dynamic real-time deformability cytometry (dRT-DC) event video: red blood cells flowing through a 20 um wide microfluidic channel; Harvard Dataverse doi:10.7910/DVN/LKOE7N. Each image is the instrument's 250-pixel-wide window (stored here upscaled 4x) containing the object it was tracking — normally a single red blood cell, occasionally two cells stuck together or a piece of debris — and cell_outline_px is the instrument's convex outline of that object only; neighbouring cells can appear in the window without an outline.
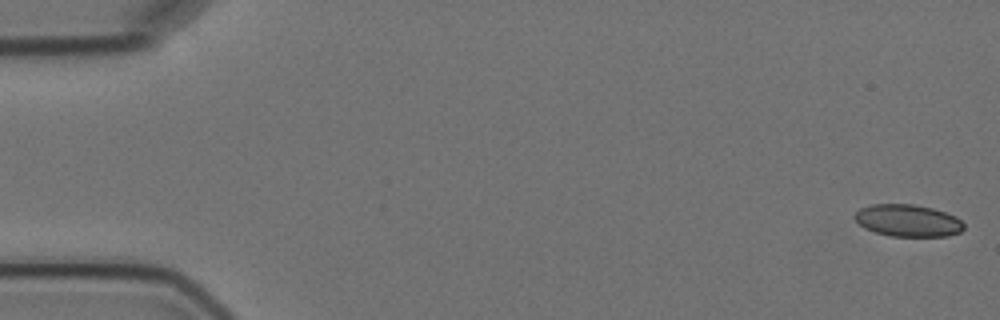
{"species": "Egyptian fruit bat (a non-hibernating species)", "species_latin": "Rousettus aegyptiacus", "temperature_condition": "cold", "stored_images_in_passage": 7, "camera_frame_rate_fps": 3000, "um_per_image_px": 0.085, "animal": {"sex": "female"}, "frame": {"image": 1, "passage_image": 1, "time_ms": 0.0, "image_size_px": [1000, 320], "cell_outline_px": [[964, 228], [960, 232], [948, 236], [892, 236], [876, 232], [864, 228], [852, 216], [860, 208], [872, 204], [912, 204], [932, 208], [956, 216], [964, 224]], "centroid_in_image_um": [77.16, 18.74], "position_along_channel_um": 7.8, "area_um2": 20.35}}
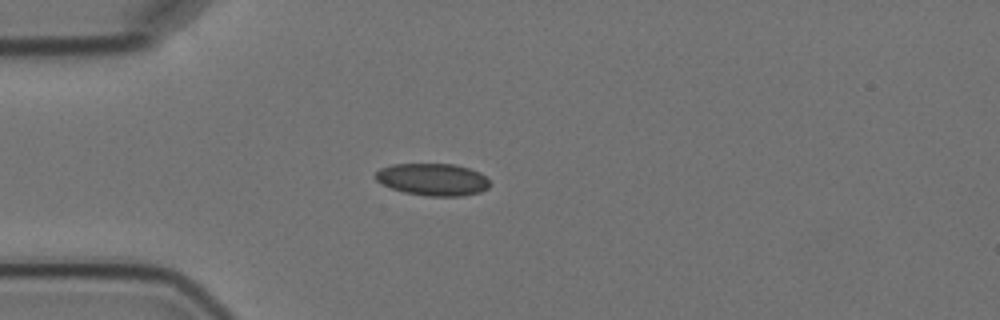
{"frame": {"image": 2, "passage_image": 5, "time_ms": 4.667, "image_size_px": [1000, 320], "cell_outline_px": [[492, 184], [488, 188], [480, 192], [464, 196], [424, 196], [404, 192], [392, 188], [376, 180], [376, 172], [380, 168], [392, 164], [452, 164], [468, 168], [480, 172]], "centroid_in_image_um": [36.81, 15.26], "position_along_channel_um": 48.2, "area_um2": 21.44}}
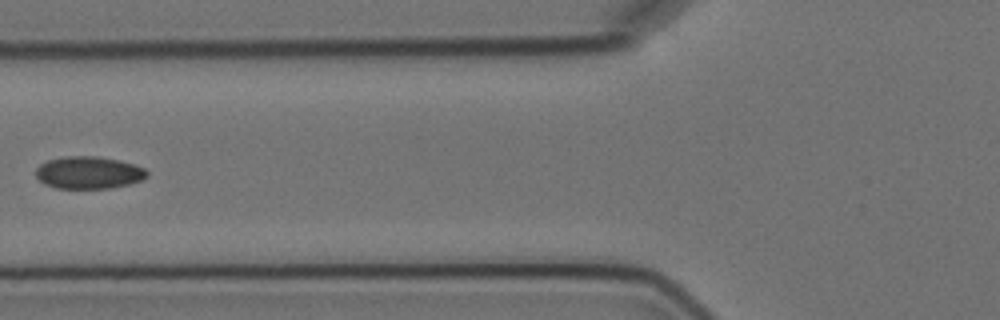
{"frame": {"image": 3, "passage_image": 7, "time_ms": 7.0, "image_size_px": [1000, 320], "cell_outline_px": [[148, 176], [140, 180], [128, 184], [108, 188], [56, 188], [44, 184], [36, 176], [36, 168], [40, 164], [48, 160], [64, 156], [96, 156], [120, 160], [144, 168], [148, 172]], "centroid_in_image_um": [7.52, 14.66], "position_along_channel_um": 118.3, "area_um2": 20.87}}